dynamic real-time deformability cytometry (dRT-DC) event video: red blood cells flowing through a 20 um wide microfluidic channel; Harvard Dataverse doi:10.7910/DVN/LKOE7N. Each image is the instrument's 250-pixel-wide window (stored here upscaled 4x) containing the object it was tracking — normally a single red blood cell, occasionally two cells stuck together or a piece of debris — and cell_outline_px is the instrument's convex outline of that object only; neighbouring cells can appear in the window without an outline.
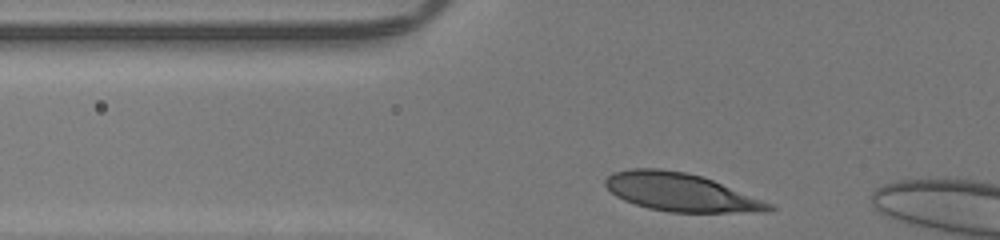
{"species": "human", "species_latin": "Homo sapiens", "temperature_condition": "room temperature", "stored_images_in_passage": 6, "camera_frame_rate_fps": 3000, "um_per_image_px": 0.085, "donor": {"sex": "male"}, "frame": {"image": 1, "passage_image": 2, "time_ms": 0.333, "image_size_px": [1000, 240], "cell_outline_px": [[776, 208], [760, 212], [668, 212], [648, 208], [624, 200], [616, 196], [604, 184], [604, 180], [612, 172], [632, 168], [660, 168], [688, 172], [712, 180], [772, 204]], "centroid_in_image_um": [57.8, 16.33], "position_along_channel_um": 68.0, "area_um2": 36.01}}